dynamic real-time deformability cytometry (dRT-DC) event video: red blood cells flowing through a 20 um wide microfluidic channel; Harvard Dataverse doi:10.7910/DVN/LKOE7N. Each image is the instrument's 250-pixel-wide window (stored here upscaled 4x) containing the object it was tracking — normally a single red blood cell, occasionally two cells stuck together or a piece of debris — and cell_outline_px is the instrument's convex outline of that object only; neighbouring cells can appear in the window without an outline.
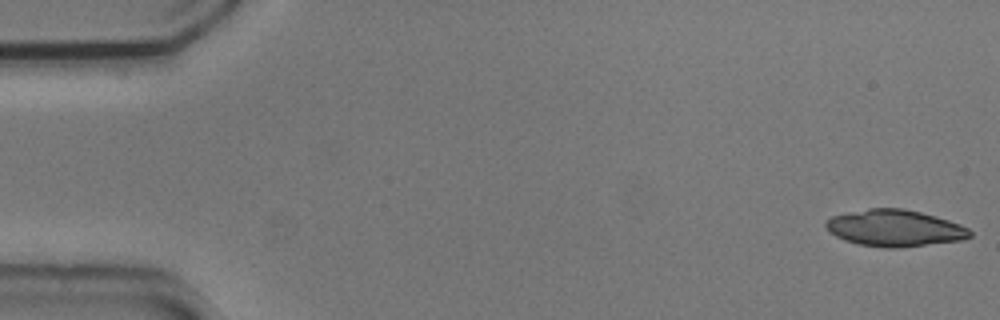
{"species": "common noctule bat (a hibernating species)", "species_latin": "Nyctalus noctula", "temperature_condition": "cold", "stored_images_in_passage": 9, "camera_frame_rate_fps": 3000, "um_per_image_px": 0.085, "animal": {"sex": "male", "body_mass_g": 20.5, "forearm_length_mm": 52.5}, "frame": {"image": 1, "passage_image": 1, "time_ms": 0.0, "image_size_px": [1000, 320], "cell_outline_px": [[972, 236], [964, 240], [896, 248], [884, 248], [856, 244], [844, 240], [828, 232], [824, 224], [824, 220], [832, 216], [848, 212], [868, 208], [904, 208], [936, 216], [960, 224], [968, 228], [972, 232]], "centroid_in_image_um": [76.03, 19.39], "position_along_channel_um": 9.0, "area_um2": 31.1}}
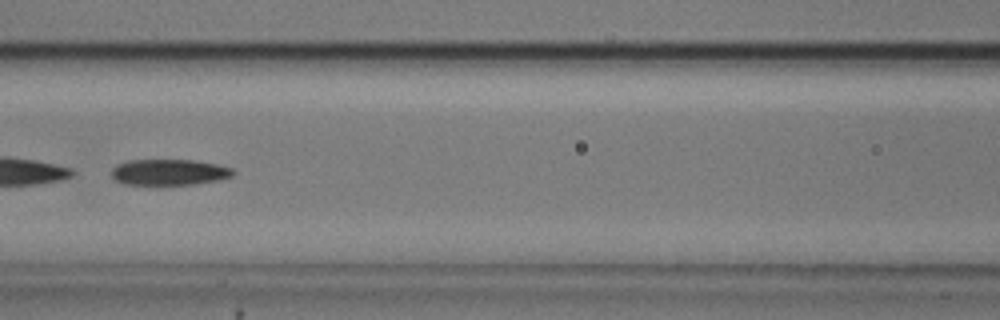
{"frame": {"image": 2, "passage_image": 7, "time_ms": 2.0, "image_size_px": [1000, 320], "cell_outline_px": [[236, 172], [232, 176], [220, 180], [192, 184], [124, 184], [116, 180], [112, 176], [112, 168], [116, 164], [128, 160], [192, 160], [220, 164], [232, 168]], "centroid_in_image_um": [14.41, 14.62], "position_along_channel_um": 152.2, "area_um2": 18.44}}
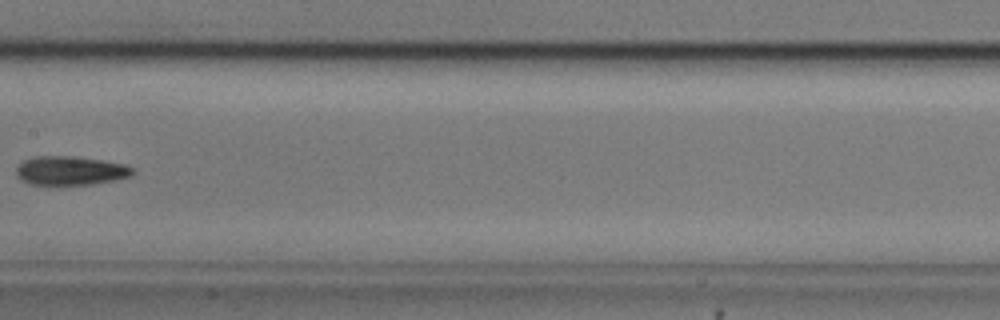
{"frame": {"image": 3, "passage_image": 8, "time_ms": 2.333, "image_size_px": [1000, 320], "cell_outline_px": [[136, 172], [132, 176], [92, 184], [32, 184], [20, 180], [16, 176], [16, 168], [24, 160], [36, 156], [72, 156], [100, 160], [124, 164], [136, 168]], "centroid_in_image_um": [6.01, 14.5], "position_along_channel_um": 201.4, "area_um2": 19.54}}